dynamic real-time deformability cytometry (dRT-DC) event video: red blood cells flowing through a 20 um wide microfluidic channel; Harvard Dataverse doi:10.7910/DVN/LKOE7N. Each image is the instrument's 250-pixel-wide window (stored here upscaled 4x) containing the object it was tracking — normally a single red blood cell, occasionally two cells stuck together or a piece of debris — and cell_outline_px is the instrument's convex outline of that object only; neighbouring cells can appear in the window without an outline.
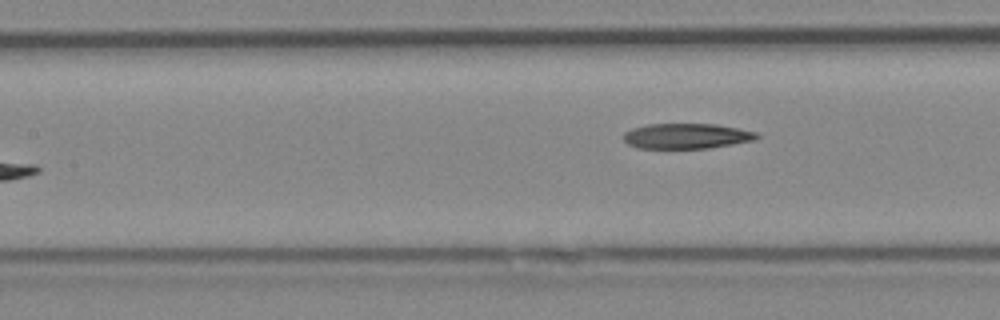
{"species": "Egyptian fruit bat (a non-hibernating species)", "species_latin": "Rousettus aegyptiacus", "temperature_condition": "cold", "stored_images_in_passage": 7, "camera_frame_rate_fps": 3000, "um_per_image_px": 0.085, "animal": {"sex": "female"}, "frame": {"image": 1, "passage_image": 7, "time_ms": 2.0, "image_size_px": [1000, 320], "cell_outline_px": [[760, 136], [756, 140], [708, 148], [636, 148], [628, 144], [624, 140], [624, 132], [632, 128], [648, 124], [716, 124], [756, 132]], "centroid_in_image_um": [58.34, 11.56], "position_along_channel_um": 149.1, "area_um2": 19.59}}